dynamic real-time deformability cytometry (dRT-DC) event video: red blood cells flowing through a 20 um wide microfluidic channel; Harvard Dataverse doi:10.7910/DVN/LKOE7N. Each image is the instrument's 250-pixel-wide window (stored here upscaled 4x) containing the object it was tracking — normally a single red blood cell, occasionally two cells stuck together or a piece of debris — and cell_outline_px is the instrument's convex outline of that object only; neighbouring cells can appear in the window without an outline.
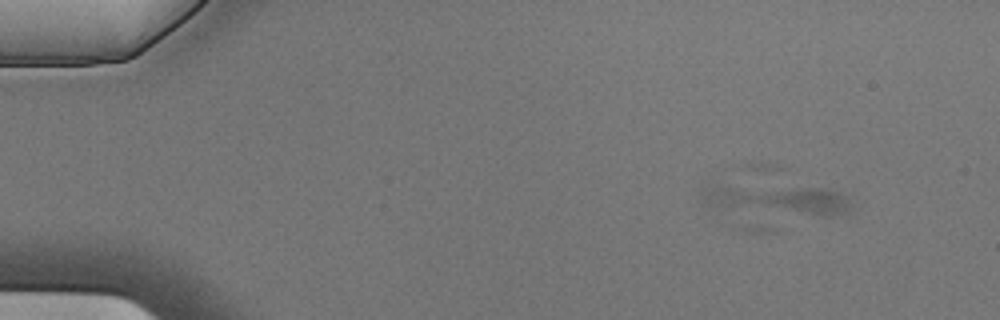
{"species": "Egyptian fruit bat (a non-hibernating species)", "species_latin": "Rousettus aegyptiacus", "temperature_condition": "cold", "stored_images_in_passage": 4, "camera_frame_rate_fps": 3000, "um_per_image_px": 0.085, "animal": {"sex": "male"}, "frame": {"image": 1, "passage_image": 1, "time_ms": 0.0, "image_size_px": [1000, 320], "cell_outline_px": [[852, 204], [848, 212], [832, 216], [824, 216], [716, 208], [704, 204], [704, 188], [712, 180], [828, 188], [852, 192]], "centroid_in_image_um": [66.07, 16.86], "position_along_channel_um": 18.9, "area_um2": 28.73}}